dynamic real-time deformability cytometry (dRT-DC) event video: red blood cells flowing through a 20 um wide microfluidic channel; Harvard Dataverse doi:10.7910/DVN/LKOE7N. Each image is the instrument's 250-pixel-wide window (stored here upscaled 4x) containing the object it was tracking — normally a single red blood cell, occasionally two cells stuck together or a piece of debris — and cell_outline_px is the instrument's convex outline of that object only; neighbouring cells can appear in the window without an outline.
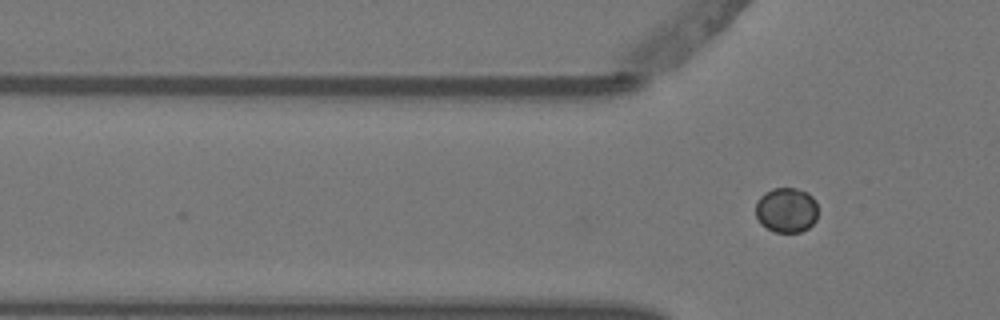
{"species": "Egyptian fruit bat (a non-hibernating species)", "species_latin": "Rousettus aegyptiacus", "temperature_condition": "warm", "stored_images_in_passage": 4, "camera_frame_rate_fps": 3000, "um_per_image_px": 0.085, "animal": {"sex": "female"}, "frame": {"image": 1, "passage_image": 4, "time_ms": 1.0, "image_size_px": [1000, 320], "cell_outline_px": [[816, 220], [808, 228], [800, 232], [776, 232], [760, 224], [756, 216], [756, 200], [764, 192], [772, 188], [796, 188], [808, 192], [816, 200]], "centroid_in_image_um": [66.83, 17.84], "position_along_channel_um": 59.0, "area_um2": 16.47}}